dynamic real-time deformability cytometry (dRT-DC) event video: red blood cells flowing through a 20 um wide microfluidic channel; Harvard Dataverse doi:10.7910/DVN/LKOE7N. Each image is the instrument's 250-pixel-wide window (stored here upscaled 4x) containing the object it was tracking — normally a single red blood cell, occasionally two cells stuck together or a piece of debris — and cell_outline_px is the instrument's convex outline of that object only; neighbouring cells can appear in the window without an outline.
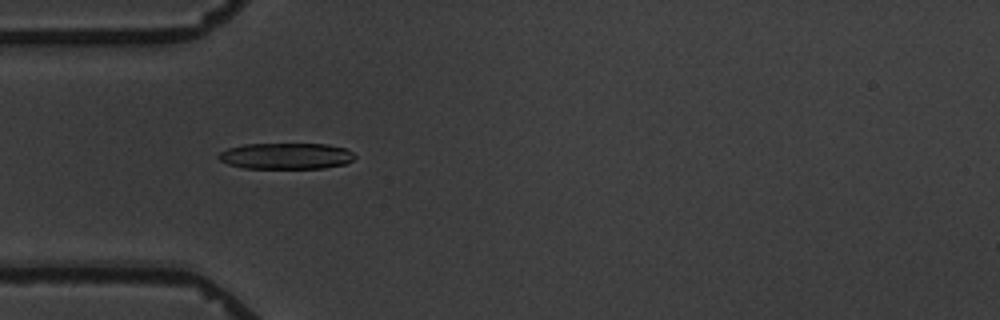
{"species": "common noctule bat (a hibernating species)", "species_latin": "Nyctalus noctula", "temperature_condition": "warm", "stored_images_in_passage": 4, "camera_frame_rate_fps": 3000, "um_per_image_px": 0.085, "animal": {"sex": "male", "body_mass_g": 19.5, "forearm_length_mm": 54.6}, "frame": {"image": 1, "passage_image": 4, "time_ms": 4.333, "image_size_px": [1000, 320], "cell_outline_px": [[356, 156], [352, 160], [344, 164], [324, 168], [244, 168], [228, 164], [220, 160], [216, 156], [220, 152], [228, 148], [244, 144], [328, 144], [344, 148], [352, 152]], "centroid_in_image_um": [24.3, 13.26], "position_along_channel_um": 60.7, "area_um2": 20.75}}